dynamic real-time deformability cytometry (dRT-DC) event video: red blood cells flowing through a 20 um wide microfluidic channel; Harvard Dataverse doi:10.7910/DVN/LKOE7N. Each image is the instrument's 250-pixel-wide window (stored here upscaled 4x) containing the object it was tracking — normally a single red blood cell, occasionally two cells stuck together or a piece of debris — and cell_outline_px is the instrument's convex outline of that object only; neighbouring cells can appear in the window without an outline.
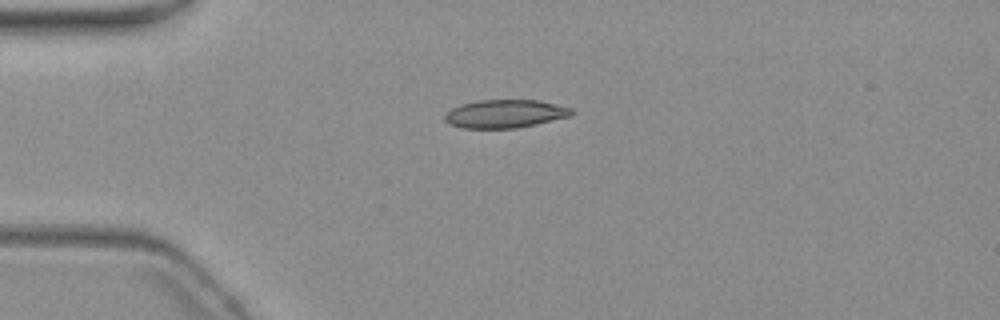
{"species": "common noctule bat (a hibernating species)", "species_latin": "Nyctalus noctula", "temperature_condition": "warm", "stored_images_in_passage": 8, "camera_frame_rate_fps": 3000, "um_per_image_px": 0.085, "animal": {"sex": "female", "body_mass_g": 19.3, "forearm_length_mm": 54.1}, "frame": {"image": 1, "passage_image": 1, "time_ms": 0.0, "image_size_px": [1000, 320], "cell_outline_px": [[576, 112], [572, 116], [536, 124], [516, 128], [464, 128], [448, 124], [444, 120], [444, 116], [452, 108], [460, 104], [480, 100], [540, 100], [572, 108]], "centroid_in_image_um": [42.96, 9.67], "position_along_channel_um": 42.0, "area_um2": 20.98}}
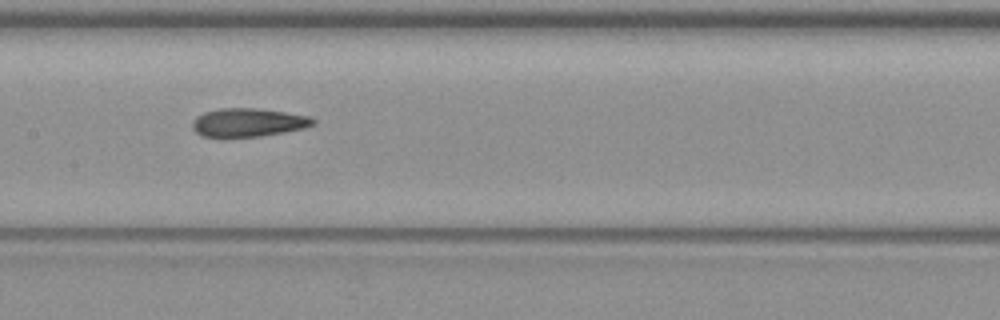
{"frame": {"image": 2, "passage_image": 5, "time_ms": 4.667, "image_size_px": [1000, 320], "cell_outline_px": [[316, 120], [312, 124], [304, 128], [284, 132], [260, 136], [224, 140], [200, 136], [192, 128], [192, 120], [196, 116], [204, 112], [220, 108], [256, 108], [284, 112], [308, 116]], "centroid_in_image_um": [20.98, 10.45], "position_along_channel_um": 186.4, "area_um2": 20.63}}
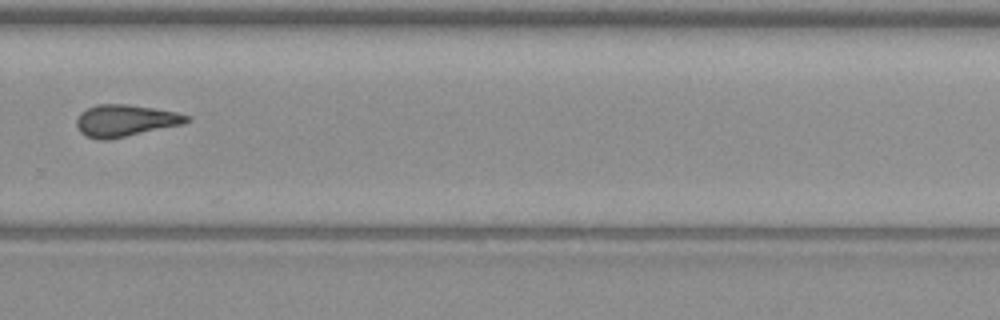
{"frame": {"image": 3, "passage_image": 8, "time_ms": 8.333, "image_size_px": [1000, 320], "cell_outline_px": [[188, 120], [184, 124], [112, 140], [100, 140], [84, 136], [80, 132], [76, 124], [76, 120], [80, 112], [96, 104], [128, 104], [176, 112], [188, 116]], "centroid_in_image_um": [10.6, 10.27], "position_along_channel_um": 319.2, "area_um2": 20.63}}